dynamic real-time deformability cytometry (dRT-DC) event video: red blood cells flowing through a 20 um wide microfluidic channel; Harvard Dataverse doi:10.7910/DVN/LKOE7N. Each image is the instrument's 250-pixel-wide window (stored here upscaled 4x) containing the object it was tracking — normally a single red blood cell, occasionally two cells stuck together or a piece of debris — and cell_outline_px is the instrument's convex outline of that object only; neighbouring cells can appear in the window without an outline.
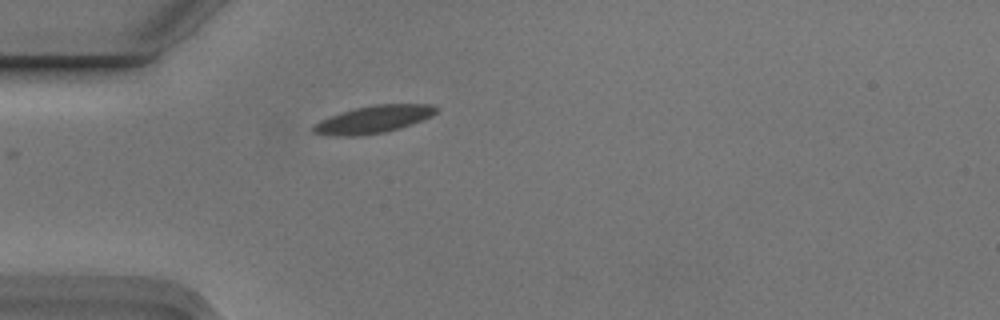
{"species": "Egyptian fruit bat (a non-hibernating species)", "species_latin": "Rousettus aegyptiacus", "temperature_condition": "cold", "stored_images_in_passage": 5, "camera_frame_rate_fps": 3000, "um_per_image_px": 0.085, "animal": {"sex": "male"}, "frame": {"image": 1, "passage_image": 5, "time_ms": 1.333, "image_size_px": [1000, 320], "cell_outline_px": [[440, 108], [432, 116], [412, 124], [400, 128], [384, 132], [360, 136], [336, 136], [312, 132], [312, 124], [320, 120], [340, 112], [356, 108], [376, 104], [432, 104]], "centroid_in_image_um": [31.75, 10.14], "position_along_channel_um": 53.3, "area_um2": 19.77}}